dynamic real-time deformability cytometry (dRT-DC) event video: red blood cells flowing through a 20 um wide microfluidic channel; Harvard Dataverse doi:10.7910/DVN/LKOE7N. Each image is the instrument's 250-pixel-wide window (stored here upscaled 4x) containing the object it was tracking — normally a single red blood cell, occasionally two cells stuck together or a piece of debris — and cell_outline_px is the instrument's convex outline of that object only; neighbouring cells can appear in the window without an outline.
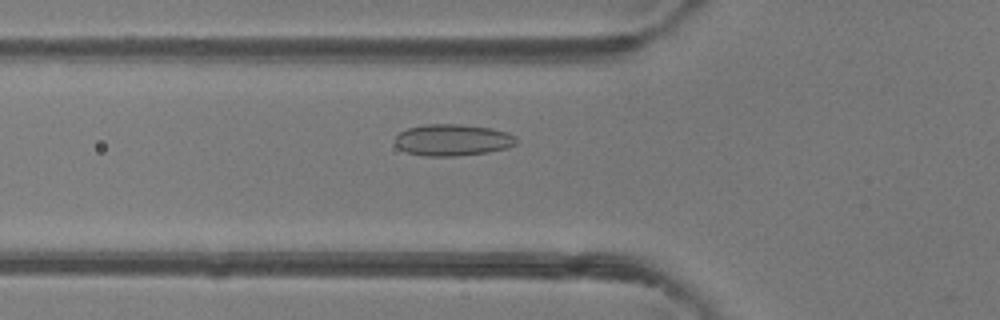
{"species": "common noctule bat (a hibernating species)", "species_latin": "Nyctalus noctula", "temperature_condition": "room temperature", "stored_images_in_passage": 48, "camera_frame_rate_fps": 3000, "um_per_image_px": 0.085, "animal": {"sex": "female"}, "frame": {"image": 1, "passage_image": 16, "time_ms": 5.0, "image_size_px": [1000, 320], "cell_outline_px": [[516, 144], [508, 148], [488, 152], [456, 156], [424, 156], [408, 152], [400, 148], [396, 144], [396, 136], [400, 132], [408, 128], [424, 124], [460, 124], [492, 128], [508, 132], [516, 136]], "centroid_in_image_um": [38.51, 11.89], "position_along_channel_um": 87.3, "area_um2": 22.37}}
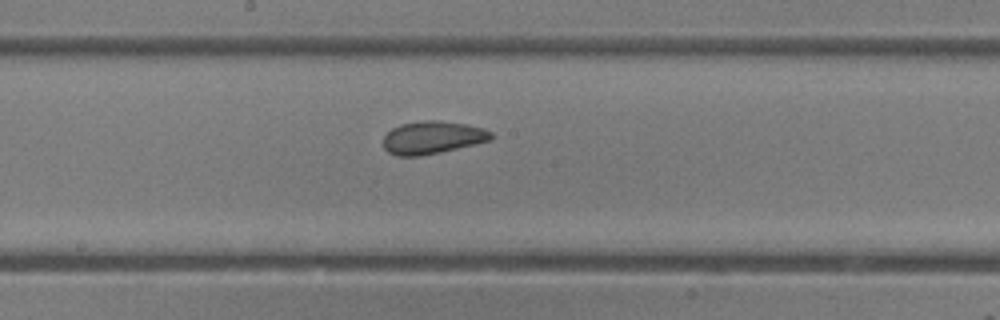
{"frame": {"image": 2, "passage_image": 25, "time_ms": 8.0, "image_size_px": [1000, 320], "cell_outline_px": [[492, 140], [440, 152], [420, 156], [396, 156], [388, 152], [384, 148], [384, 136], [392, 128], [400, 124], [424, 120], [436, 120], [468, 124], [484, 128], [492, 132]], "centroid_in_image_um": [36.76, 11.68], "position_along_channel_um": 211.4, "area_um2": 20.63}}
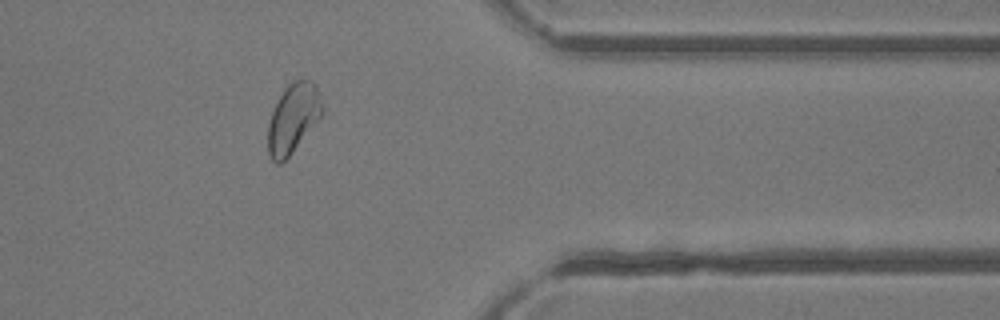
{"frame": {"image": 3, "passage_image": 39, "time_ms": 12.667, "image_size_px": [1000, 320], "cell_outline_px": [[324, 112], [288, 156], [280, 164], [276, 164], [272, 160], [268, 152], [268, 124], [272, 112], [280, 96], [288, 84], [292, 80], [312, 80], [316, 84], [320, 92], [324, 108]], "centroid_in_image_um": [24.93, 10.01], "position_along_channel_um": 386.5, "area_um2": 21.68}, "authors_computed_cell_mechanics": {"area_um2": 21.9929, "velocity_mm_per_s": 4.1216, "shape_relaxation_time_tau1_ms": 5.6647, "shape_relaxation_time_tau2_ms": 0.9203, "deformation_change_tau1": 0.1226, "deformation_change_tau2": 0.0741}}